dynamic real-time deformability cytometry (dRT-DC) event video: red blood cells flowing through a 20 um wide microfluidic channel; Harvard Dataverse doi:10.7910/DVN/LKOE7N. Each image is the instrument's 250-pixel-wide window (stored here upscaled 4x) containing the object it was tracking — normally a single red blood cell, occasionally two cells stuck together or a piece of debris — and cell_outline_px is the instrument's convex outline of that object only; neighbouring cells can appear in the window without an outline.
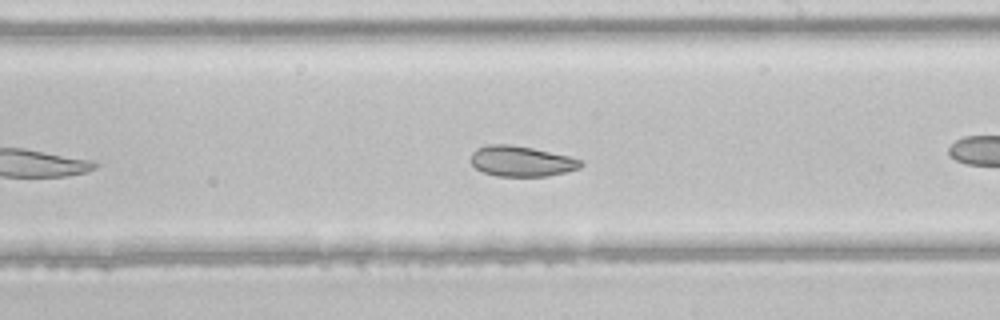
{"species": "common noctule bat (a hibernating species)", "species_latin": "Nyctalus noctula", "temperature_condition": "room temperature", "stored_images_in_passage": 26, "segment_of_instrument_passage": [2, 2], "camera_frame_rate_fps": 3000, "um_per_image_px": 0.085, "animal": {"sex": "male", "body_mass_g": 21.5, "forearm_length_mm": 52.0}, "frame": {"image": 1, "passage_image": 15, "time_ms": 4.667, "image_size_px": [1000, 320], "cell_outline_px": [[584, 164], [580, 168], [548, 176], [496, 176], [484, 172], [476, 168], [468, 160], [472, 152], [476, 148], [488, 144], [512, 144], [532, 148], [568, 156], [584, 160]], "centroid_in_image_um": [44.29, 13.69], "position_along_channel_um": 244.7, "area_um2": 19.71}}
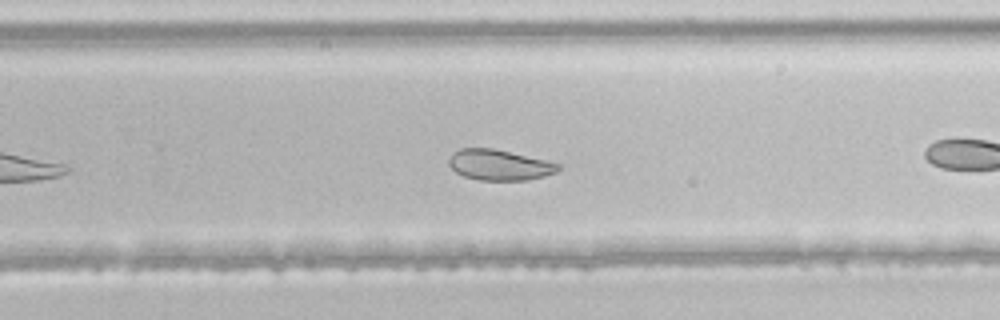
{"frame": {"image": 2, "passage_image": 18, "time_ms": 5.667, "image_size_px": [1000, 320], "cell_outline_px": [[560, 168], [556, 172], [544, 176], [528, 180], [480, 180], [464, 176], [456, 172], [448, 164], [448, 160], [460, 148], [492, 148], [544, 160], [560, 164]], "centroid_in_image_um": [42.44, 14.03], "position_along_channel_um": 287.4, "area_um2": 19.19}}